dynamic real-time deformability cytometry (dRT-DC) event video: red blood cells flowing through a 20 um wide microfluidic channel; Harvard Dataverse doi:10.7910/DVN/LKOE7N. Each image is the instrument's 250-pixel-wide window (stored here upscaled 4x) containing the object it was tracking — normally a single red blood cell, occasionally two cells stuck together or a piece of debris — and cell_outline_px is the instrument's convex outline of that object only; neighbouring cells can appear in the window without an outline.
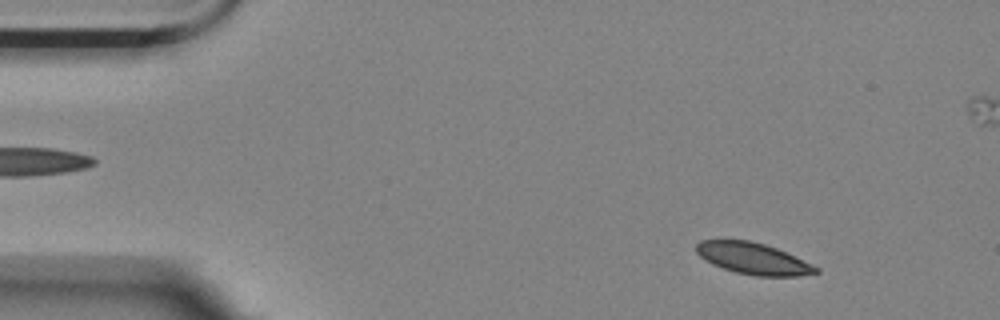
{"species": "Egyptian fruit bat (a non-hibernating species)", "species_latin": "Rousettus aegyptiacus", "temperature_condition": "room temperature", "stored_images_in_passage": 45, "camera_frame_rate_fps": 3000, "um_per_image_px": 0.085, "animal": {"sex": "female"}, "frame": {"image": 1, "passage_image": 7, "time_ms": 2.0, "image_size_px": [1000, 320], "cell_outline_px": [[820, 272], [796, 276], [756, 276], [736, 272], [712, 264], [704, 260], [696, 252], [696, 244], [700, 240], [752, 240], [776, 248], [812, 264], [820, 268]], "centroid_in_image_um": [64.0, 21.97], "position_along_channel_um": 21.0, "area_um2": 21.85}}
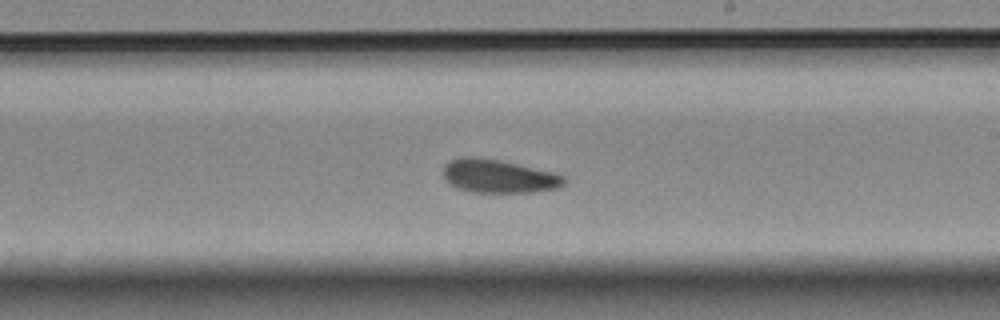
{"frame": {"image": 2, "passage_image": 33, "time_ms": 10.667, "image_size_px": [1000, 320], "cell_outline_px": [[568, 180], [560, 188], [532, 192], [472, 192], [448, 184], [444, 180], [444, 164], [460, 156], [480, 156], [500, 160], [552, 172], [564, 176]], "centroid_in_image_um": [42.37, 14.97], "position_along_channel_um": 246.6, "area_um2": 23.7}}
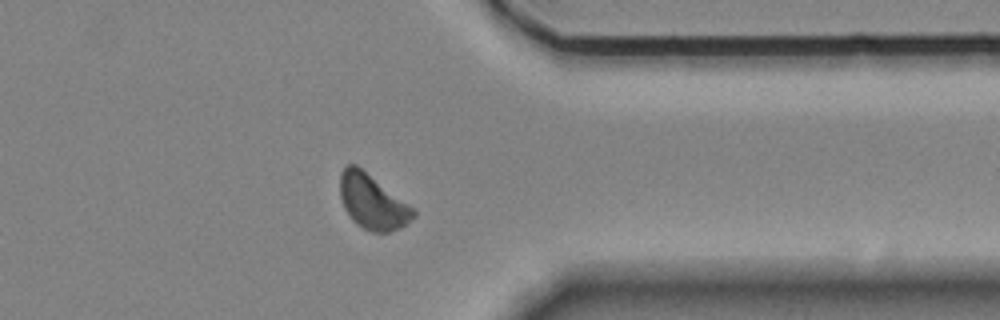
{"frame": {"image": 3, "passage_image": 45, "time_ms": 14.667, "image_size_px": [1000, 320], "cell_outline_px": [[416, 216], [400, 228], [388, 232], [372, 232], [356, 224], [352, 220], [344, 208], [340, 196], [340, 172], [344, 164], [356, 164], [416, 208]], "centroid_in_image_um": [31.67, 17.13], "position_along_channel_um": 379.7, "area_um2": 23.7}, "authors_computed_cell_mechanics": {"area_um2": 23.2934, "velocity_mm_per_s": 3.5148, "shape_relaxation_time_tau1_ms": 2.504, "shape_relaxation_time_tau2_ms": 4.4149, "deformation_change_tau1": 0.0744, "deformation_change_tau2": 0.0885}}